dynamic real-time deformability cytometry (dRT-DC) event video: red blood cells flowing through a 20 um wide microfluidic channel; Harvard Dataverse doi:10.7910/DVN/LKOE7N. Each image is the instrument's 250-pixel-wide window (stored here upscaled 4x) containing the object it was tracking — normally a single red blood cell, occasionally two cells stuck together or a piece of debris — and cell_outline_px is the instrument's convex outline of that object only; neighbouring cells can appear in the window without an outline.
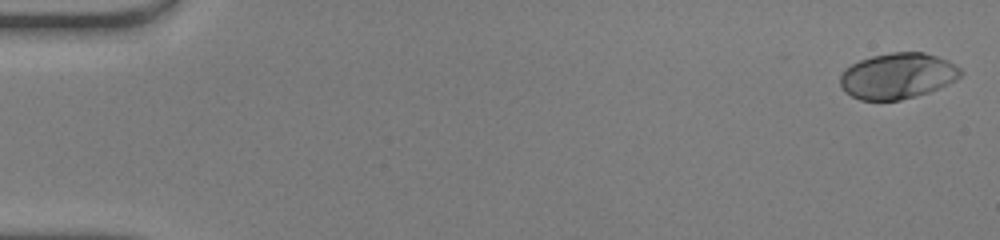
{"species": "human", "species_latin": "Homo sapiens", "temperature_condition": "warm", "stored_images_in_passage": 49, "camera_frame_rate_fps": 3000, "um_per_image_px": 0.085, "donor": {"sex": "male"}, "frame": {"image": 1, "passage_image": 1, "time_ms": 0.0, "image_size_px": [1000, 240], "cell_outline_px": [[964, 72], [956, 80], [928, 92], [900, 100], [860, 100], [844, 92], [840, 84], [840, 76], [844, 68], [860, 60], [872, 56], [892, 52], [924, 52], [948, 60], [956, 64]], "centroid_in_image_um": [76.28, 6.44], "position_along_channel_um": 8.7, "area_um2": 32.19}}
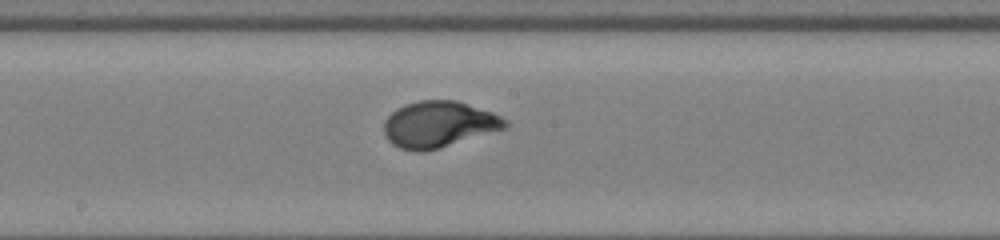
{"frame": {"image": 2, "passage_image": 27, "time_ms": 8.667, "image_size_px": [1000, 240], "cell_outline_px": [[508, 128], [440, 148], [424, 152], [416, 152], [400, 148], [392, 144], [384, 136], [384, 120], [396, 108], [404, 104], [420, 100], [456, 100], [492, 112], [508, 120]], "centroid_in_image_um": [37.3, 10.58], "position_along_channel_um": 210.9, "area_um2": 33.0}}
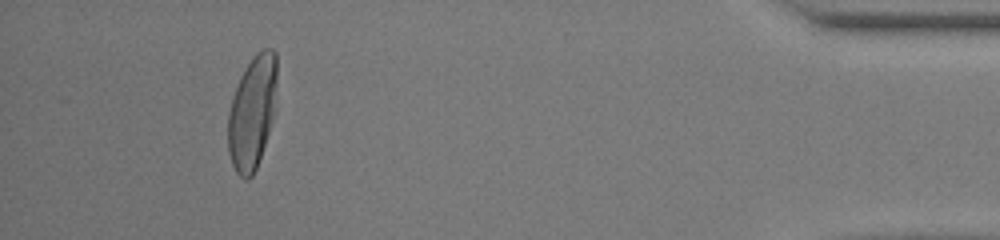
{"frame": {"image": 3, "passage_image": 46, "time_ms": 15.0, "image_size_px": [1000, 240], "cell_outline_px": [[276, 112], [256, 168], [252, 176], [248, 180], [244, 180], [236, 172], [232, 164], [228, 152], [228, 112], [232, 96], [240, 76], [244, 68], [256, 52], [264, 48], [272, 48], [276, 52]], "centroid_in_image_um": [21.44, 9.53], "position_along_channel_um": 413.8, "area_um2": 32.77}, "authors_computed_cell_mechanics": {"area_um2": 32.0212, "velocity_mm_per_s": 4.1775, "shape_relaxation_time_tau1_ms": 3.2579, "shape_relaxation_time_tau2_ms": null, "deformation_change_tau1": 0.2212, "deformation_change_tau2": null}}